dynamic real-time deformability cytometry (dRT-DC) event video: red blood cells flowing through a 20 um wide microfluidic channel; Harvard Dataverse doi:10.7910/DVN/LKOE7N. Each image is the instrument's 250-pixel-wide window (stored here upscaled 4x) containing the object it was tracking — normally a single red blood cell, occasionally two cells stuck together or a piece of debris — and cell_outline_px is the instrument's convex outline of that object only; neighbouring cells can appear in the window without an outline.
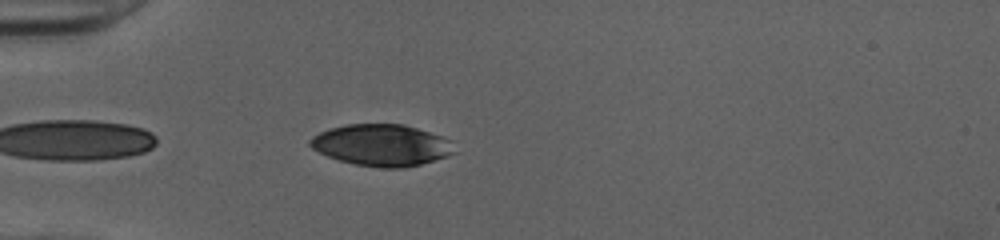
{"species": "human", "species_latin": "Homo sapiens", "temperature_condition": "cold", "stored_images_in_passage": 37, "camera_frame_rate_fps": 3000, "um_per_image_px": 0.085, "donor": {"sex": "female"}, "frame": {"image": 1, "passage_image": 2, "time_ms": 0.333, "image_size_px": [1000, 240], "cell_outline_px": [[456, 152], [448, 156], [420, 164], [404, 168], [384, 168], [356, 164], [340, 160], [328, 156], [312, 148], [308, 144], [308, 140], [312, 136], [328, 128], [348, 124], [404, 124], [444, 136], [452, 140]], "centroid_in_image_um": [32.47, 12.32], "position_along_channel_um": 52.5, "area_um2": 35.14}}
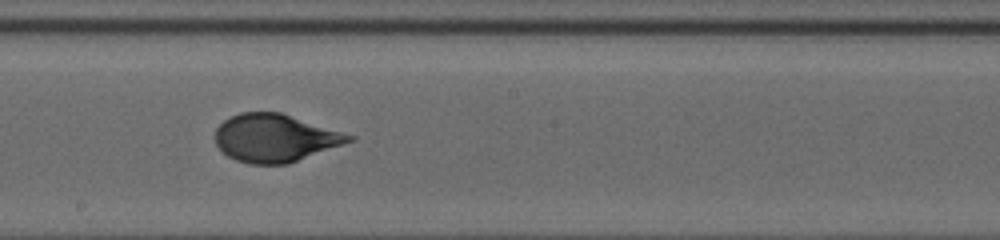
{"frame": {"image": 2, "passage_image": 16, "time_ms": 5.0, "image_size_px": [1000, 240], "cell_outline_px": [[356, 140], [288, 164], [248, 164], [236, 160], [228, 156], [216, 144], [216, 128], [224, 120], [240, 112], [280, 112], [356, 136]], "centroid_in_image_um": [23.41, 11.74], "position_along_channel_um": 224.8, "area_um2": 37.22}}
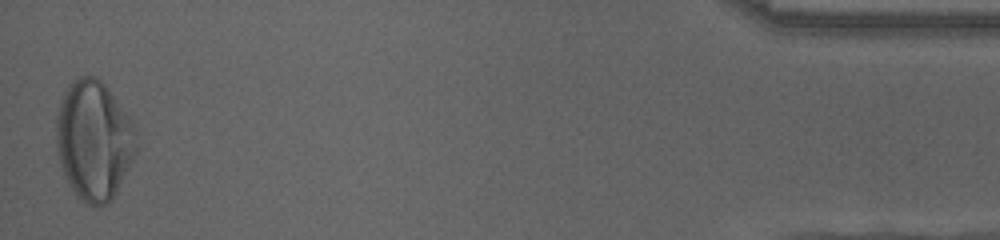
{"frame": {"image": 3, "passage_image": 37, "time_ms": 12.0, "image_size_px": [1000, 240], "cell_outline_px": [[136, 152], [112, 200], [108, 204], [88, 204], [72, 188], [64, 176], [56, 152], [56, 116], [60, 100], [68, 84], [76, 76], [96, 76], [108, 88], [132, 120], [136, 132]], "centroid_in_image_um": [7.96, 11.87], "position_along_channel_um": 427.2, "area_um2": 55.66}, "authors_computed_cell_mechanics": {"area_um2": 37.7434, "velocity_mm_per_s": 4.032, "shape_relaxation_time_tau1_ms": 3.7114, "shape_relaxation_time_tau2_ms": null, "deformation_change_tau1": 0.1824, "deformation_change_tau2": null}}